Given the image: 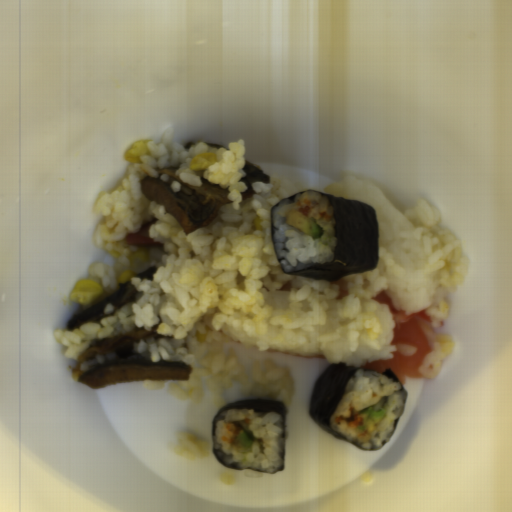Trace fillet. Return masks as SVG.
<instances>
[{
    "label": "fillet",
    "mask_w": 512,
    "mask_h": 512,
    "mask_svg": "<svg viewBox=\"0 0 512 512\" xmlns=\"http://www.w3.org/2000/svg\"><path fill=\"white\" fill-rule=\"evenodd\" d=\"M372 300L379 304L388 306L394 320L393 339L391 345L409 344L415 347L413 356H402L398 351L387 359H376L373 362H366L360 368L372 369L374 372L383 373L391 369L399 379L401 385L405 384L406 378H421L419 370L427 354L431 353L432 347L424 333L425 326L431 323L427 310L406 314L405 311L396 310L391 296L386 291H380Z\"/></svg>",
    "instance_id": "1"
},
{
    "label": "fillet",
    "mask_w": 512,
    "mask_h": 512,
    "mask_svg": "<svg viewBox=\"0 0 512 512\" xmlns=\"http://www.w3.org/2000/svg\"><path fill=\"white\" fill-rule=\"evenodd\" d=\"M330 282L332 283V285L338 286L339 295L336 296V300L343 299L344 297H346L349 294V284H348L345 276L338 280L330 281Z\"/></svg>",
    "instance_id": "2"
},
{
    "label": "fillet",
    "mask_w": 512,
    "mask_h": 512,
    "mask_svg": "<svg viewBox=\"0 0 512 512\" xmlns=\"http://www.w3.org/2000/svg\"><path fill=\"white\" fill-rule=\"evenodd\" d=\"M293 356H296V357H299V358H304V359H308V360H325L327 359L324 355H315V356H305V355H293Z\"/></svg>",
    "instance_id": "3"
}]
</instances>
